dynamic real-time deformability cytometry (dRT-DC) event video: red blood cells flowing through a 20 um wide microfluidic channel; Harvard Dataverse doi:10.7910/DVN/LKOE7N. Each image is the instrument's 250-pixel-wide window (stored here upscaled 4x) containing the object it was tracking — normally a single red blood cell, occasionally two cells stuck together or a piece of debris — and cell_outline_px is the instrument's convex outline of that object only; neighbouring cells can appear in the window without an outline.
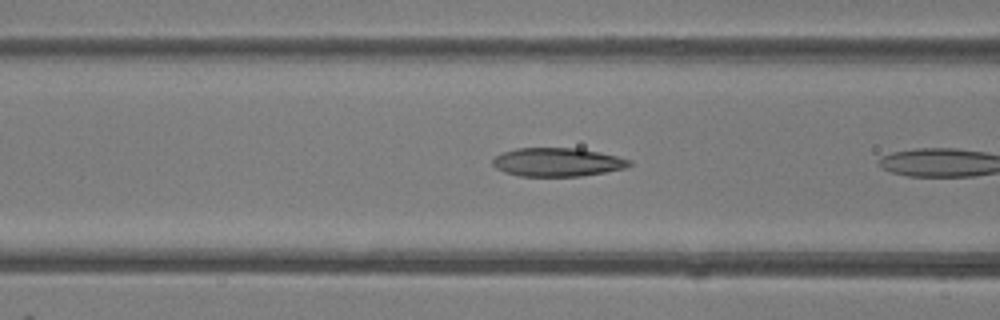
{"species": "common noctule bat (a hibernating species)", "species_latin": "Nyctalus noctula", "temperature_condition": "room temperature", "stored_images_in_passage": 7, "camera_frame_rate_fps": 3000, "um_per_image_px": 0.085, "animal": {"sex": "female"}, "frame": {"image": 1, "passage_image": 6, "time_ms": 1.667, "image_size_px": [1000, 320], "cell_outline_px": [[632, 164], [624, 168], [604, 172], [580, 176], [520, 176], [504, 172], [496, 168], [492, 164], [492, 160], [496, 156], [504, 152], [516, 148], [580, 148], [616, 156], [632, 160]], "centroid_in_image_um": [47.37, 13.78], "position_along_channel_um": 119.2, "area_um2": 22.66}}